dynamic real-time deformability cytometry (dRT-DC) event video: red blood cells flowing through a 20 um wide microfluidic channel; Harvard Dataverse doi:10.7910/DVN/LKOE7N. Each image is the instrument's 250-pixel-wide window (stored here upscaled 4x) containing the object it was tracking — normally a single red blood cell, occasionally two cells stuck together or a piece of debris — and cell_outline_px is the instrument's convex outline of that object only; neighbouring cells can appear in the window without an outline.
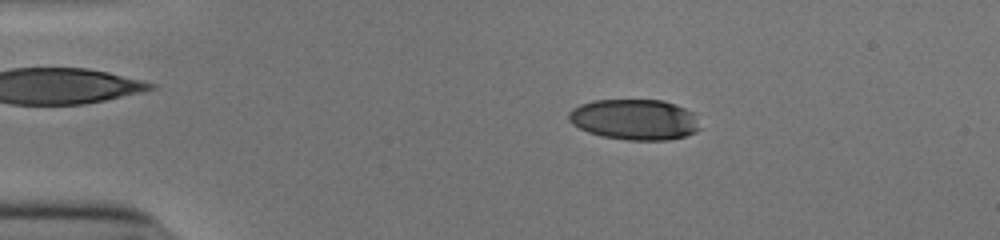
{"species": "human", "species_latin": "Homo sapiens", "temperature_condition": "cold", "stored_images_in_passage": 53, "camera_frame_rate_fps": 3000, "um_per_image_px": 0.085, "donor": {"sex": "male"}, "frame": {"image": 1, "passage_image": 11, "time_ms": 3.333, "image_size_px": [1000, 240], "cell_outline_px": [[704, 128], [696, 132], [684, 136], [668, 140], [628, 140], [604, 136], [588, 132], [572, 124], [568, 120], [568, 112], [572, 108], [580, 104], [592, 100], [664, 100], [684, 108], [692, 112]], "centroid_in_image_um": [53.95, 10.16], "position_along_channel_um": 31.0, "area_um2": 31.33}}
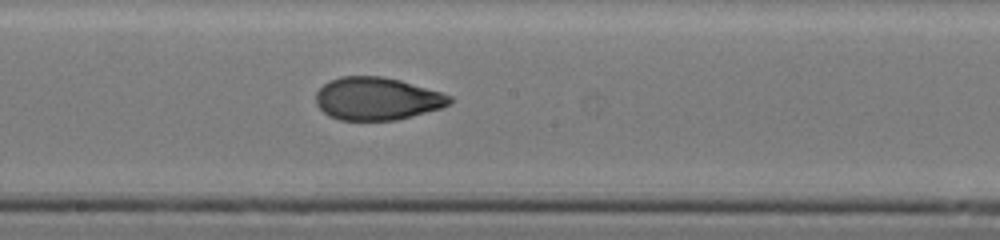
{"frame": {"image": 2, "passage_image": 30, "time_ms": 9.667, "image_size_px": [1000, 240], "cell_outline_px": [[456, 100], [440, 108], [412, 116], [396, 120], [340, 120], [328, 116], [316, 104], [316, 92], [328, 80], [340, 76], [380, 76], [400, 80], [440, 92], [452, 96]], "centroid_in_image_um": [32.03, 8.39], "position_along_channel_um": 216.2, "area_um2": 33.35}}
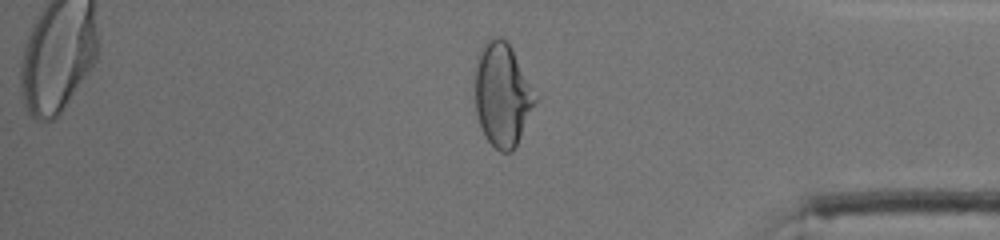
{"frame": {"image": 3, "passage_image": 45, "time_ms": 14.667, "image_size_px": [1000, 240], "cell_outline_px": [[536, 100], [516, 148], [512, 152], [500, 152], [488, 140], [480, 124], [476, 112], [476, 60], [480, 48], [484, 40], [492, 36], [500, 36], [512, 48]], "centroid_in_image_um": [42.66, 8.04], "position_along_channel_um": 392.5, "area_um2": 35.55}, "authors_computed_cell_mechanics": {"area_um2": 33.3506, "velocity_mm_per_s": 3.9288, "shape_relaxation_time_tau1_ms": 8.1879, "shape_relaxation_time_tau2_ms": 0.9423, "deformation_change_tau1": 0.2706, "deformation_change_tau2": 0.0577}}